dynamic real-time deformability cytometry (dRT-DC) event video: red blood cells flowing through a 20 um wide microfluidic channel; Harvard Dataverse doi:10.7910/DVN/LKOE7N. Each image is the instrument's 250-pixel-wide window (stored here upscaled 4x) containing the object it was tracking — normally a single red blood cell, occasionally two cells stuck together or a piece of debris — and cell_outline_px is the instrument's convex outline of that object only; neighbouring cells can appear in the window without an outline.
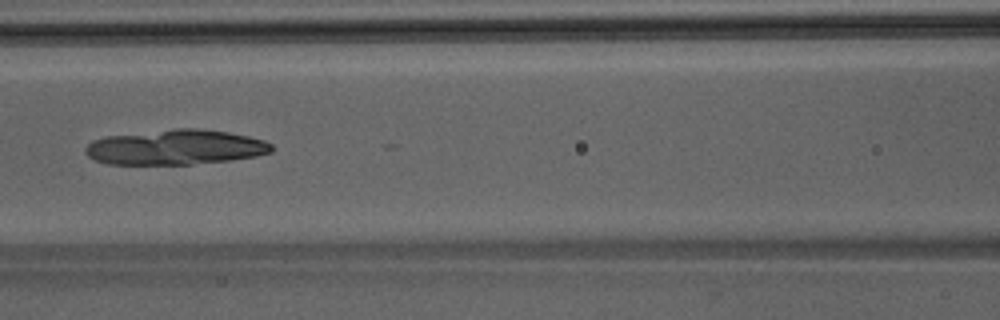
{"species": "Egyptian fruit bat (a non-hibernating species)", "species_latin": "Rousettus aegyptiacus", "temperature_condition": "room temperature", "stored_images_in_passage": 25, "camera_frame_rate_fps": 3000, "um_per_image_px": 0.085, "animal": {"sex": "male"}, "frame": {"image": 1, "passage_image": 17, "time_ms": 5.333, "image_size_px": [1000, 320], "cell_outline_px": [[272, 152], [256, 156], [228, 160], [192, 164], [108, 164], [96, 160], [88, 156], [84, 152], [84, 148], [92, 140], [108, 136], [176, 128], [196, 128], [228, 132], [248, 136], [264, 140], [272, 144]], "centroid_in_image_um": [14.91, 12.51], "position_along_channel_um": 151.7, "area_um2": 37.86}}
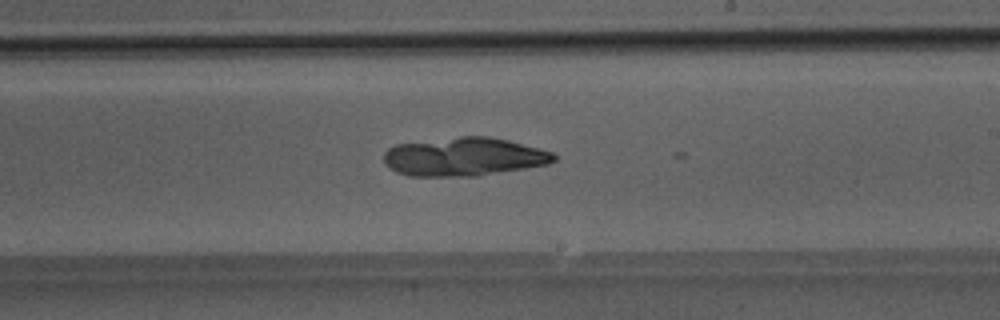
{"frame": {"image": 2, "passage_image": 24, "time_ms": 7.667, "image_size_px": [1000, 320], "cell_outline_px": [[556, 160], [548, 164], [476, 176], [408, 176], [396, 172], [388, 168], [384, 164], [384, 152], [388, 148], [396, 144], [460, 136], [488, 136], [508, 140], [552, 152], [556, 156]], "centroid_in_image_um": [39.39, 13.32], "position_along_channel_um": 249.6, "area_um2": 38.15}}